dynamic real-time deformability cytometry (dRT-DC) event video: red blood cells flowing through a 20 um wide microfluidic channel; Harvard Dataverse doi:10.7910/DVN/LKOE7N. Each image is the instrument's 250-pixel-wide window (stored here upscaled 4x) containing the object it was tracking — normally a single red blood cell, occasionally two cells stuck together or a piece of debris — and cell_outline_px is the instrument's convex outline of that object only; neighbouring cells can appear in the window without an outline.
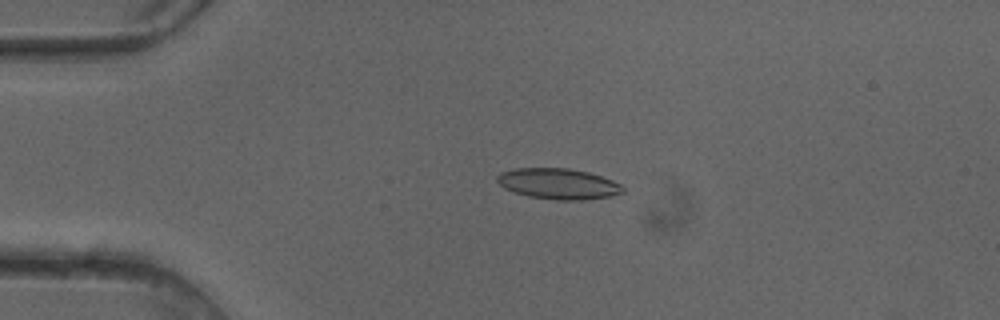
{"species": "common noctule bat (a hibernating species)", "species_latin": "Nyctalus noctula", "temperature_condition": "cold", "stored_images_in_passage": 29, "camera_frame_rate_fps": 3000, "um_per_image_px": 0.085, "animal": {"sex": "female"}, "frame": {"image": 1, "passage_image": 1, "time_ms": 0.0, "image_size_px": [1000, 320], "cell_outline_px": [[624, 192], [608, 196], [584, 200], [556, 200], [528, 196], [504, 188], [496, 180], [496, 176], [500, 172], [516, 168], [568, 168], [588, 172], [612, 180], [620, 184], [624, 188]], "centroid_in_image_um": [47.44, 15.62], "position_along_channel_um": 37.6, "area_um2": 22.43}}
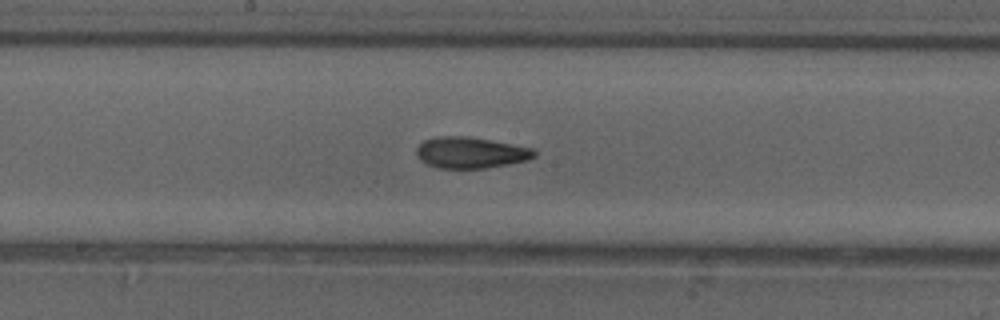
{"frame": {"image": 2, "passage_image": 16, "time_ms": 5.0, "image_size_px": [1000, 320], "cell_outline_px": [[536, 156], [528, 160], [508, 164], [484, 168], [436, 168], [424, 164], [416, 156], [416, 148], [424, 140], [436, 136], [468, 136], [532, 148], [536, 152]], "centroid_in_image_um": [39.95, 12.98], "position_along_channel_um": 208.2, "area_um2": 21.5}}
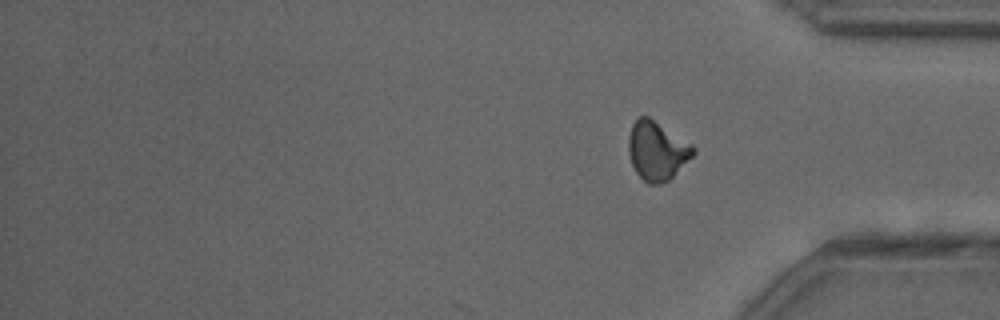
{"frame": {"image": 3, "passage_image": 29, "time_ms": 9.333, "image_size_px": [1000, 320], "cell_outline_px": [[696, 152], [668, 180], [660, 184], [648, 184], [636, 172], [632, 164], [628, 152], [628, 136], [632, 124], [640, 116], [648, 116], [692, 144], [696, 148]], "centroid_in_image_um": [55.83, 12.8], "position_along_channel_um": 379.4, "area_um2": 21.96}, "authors_computed_cell_mechanics": {"area_um2": 21.5594, "velocity_mm_per_s": 4.1136, "shape_relaxation_time_tau1_ms": null, "shape_relaxation_time_tau2_ms": 2.7528, "deformation_change_tau1": null, "deformation_change_tau2": 0.0926}}